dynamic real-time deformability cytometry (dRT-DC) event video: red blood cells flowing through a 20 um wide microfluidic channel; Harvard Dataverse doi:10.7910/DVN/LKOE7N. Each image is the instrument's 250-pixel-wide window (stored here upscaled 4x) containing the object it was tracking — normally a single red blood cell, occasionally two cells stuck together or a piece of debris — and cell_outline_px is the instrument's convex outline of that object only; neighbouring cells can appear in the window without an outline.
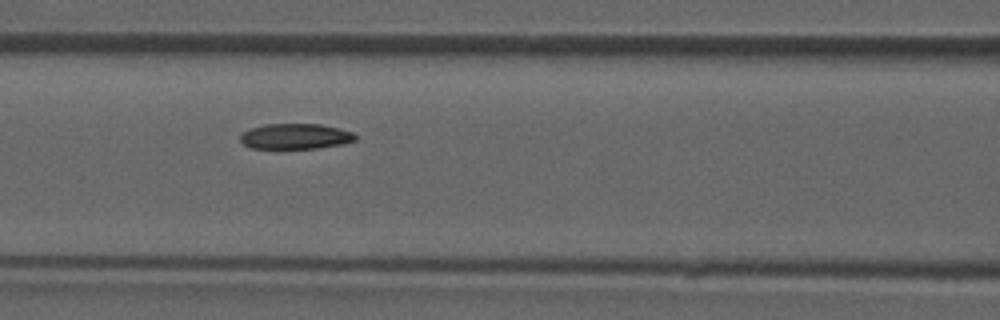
{"species": "common noctule bat (a hibernating species)", "species_latin": "Nyctalus noctula", "temperature_condition": "room temperature", "stored_images_in_passage": 9, "camera_frame_rate_fps": 3000, "um_per_image_px": 0.085, "animal": {"sex": "male", "forearm_length_mm": 52.5}, "frame": {"image": 1, "passage_image": 6, "time_ms": 5.667, "image_size_px": [1000, 320], "cell_outline_px": [[356, 140], [340, 144], [316, 148], [252, 148], [244, 144], [240, 140], [240, 132], [248, 128], [264, 124], [320, 124], [340, 128], [352, 132], [356, 136]], "centroid_in_image_um": [25.06, 11.57], "position_along_channel_um": 141.5, "area_um2": 17.11}}